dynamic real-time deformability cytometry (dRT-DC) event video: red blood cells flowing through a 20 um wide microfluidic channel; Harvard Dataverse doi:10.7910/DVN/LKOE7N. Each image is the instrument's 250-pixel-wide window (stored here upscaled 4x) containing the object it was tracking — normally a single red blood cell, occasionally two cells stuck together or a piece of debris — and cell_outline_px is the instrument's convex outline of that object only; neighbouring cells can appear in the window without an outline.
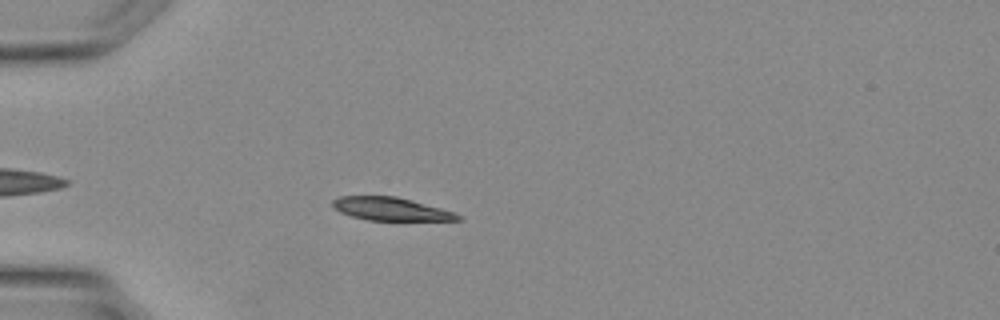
{"species": "Egyptian fruit bat (a non-hibernating species)", "species_latin": "Rousettus aegyptiacus", "temperature_condition": "warm", "stored_images_in_passage": 29, "camera_frame_rate_fps": 3000, "um_per_image_px": 0.085, "animal": {"sex": "female"}, "frame": {"image": 1, "passage_image": 4, "time_ms": 1.0, "image_size_px": [1000, 320], "cell_outline_px": [[464, 220], [368, 220], [352, 216], [340, 212], [332, 208], [332, 200], [340, 196], [396, 196], [456, 212]], "centroid_in_image_um": [33.21, 17.76], "position_along_channel_um": 51.8, "area_um2": 16.82}}
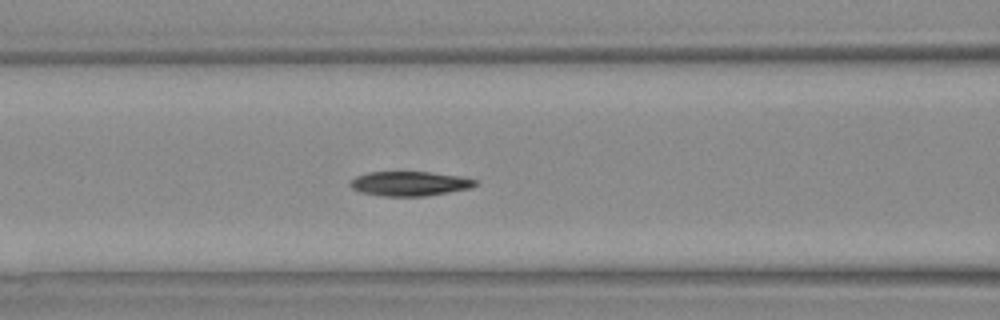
{"frame": {"image": 2, "passage_image": 9, "time_ms": 2.667, "image_size_px": [1000, 320], "cell_outline_px": [[480, 184], [472, 188], [428, 196], [384, 196], [360, 192], [352, 188], [352, 180], [356, 176], [368, 172], [428, 172], [460, 176], [476, 180]], "centroid_in_image_um": [34.89, 15.61], "position_along_channel_um": 131.7, "area_um2": 17.86}}
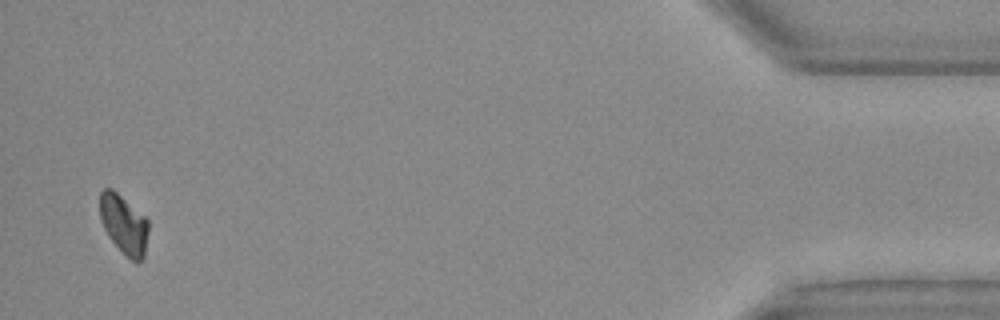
{"frame": {"image": 3, "passage_image": 28, "time_ms": 9.0, "image_size_px": [1000, 320], "cell_outline_px": [[148, 232], [144, 260], [132, 260], [108, 236], [104, 228], [100, 216], [100, 192], [104, 188], [112, 188], [144, 216], [148, 220]], "centroid_in_image_um": [10.53, 19.05], "position_along_channel_um": 424.7, "area_um2": 16.42}}